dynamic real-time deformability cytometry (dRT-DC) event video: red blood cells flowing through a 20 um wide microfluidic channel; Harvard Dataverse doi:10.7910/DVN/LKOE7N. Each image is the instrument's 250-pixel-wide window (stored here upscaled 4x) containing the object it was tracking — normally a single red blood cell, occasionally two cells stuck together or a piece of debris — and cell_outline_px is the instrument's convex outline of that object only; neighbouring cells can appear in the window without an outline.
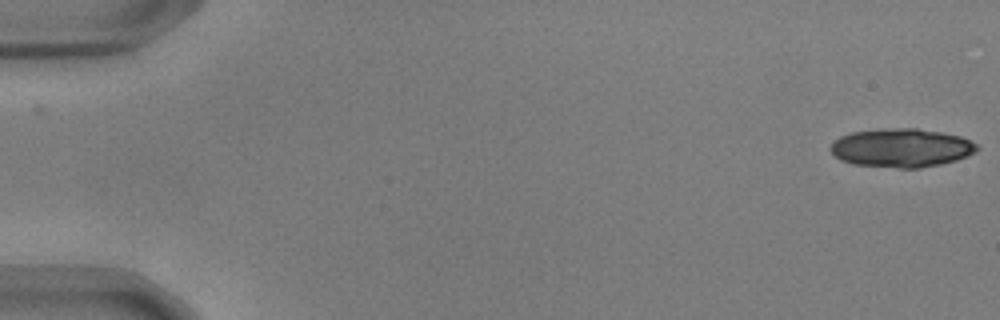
{"species": "common noctule bat (a hibernating species)", "species_latin": "Nyctalus noctula", "temperature_condition": "warm", "stored_images_in_passage": 46, "camera_frame_rate_fps": 3000, "um_per_image_px": 0.085, "animal": {"sex": "male", "body_mass_g": 17.9, "forearm_length_mm": 54.2}, "frame": {"image": 1, "passage_image": 1, "time_ms": 0.0, "image_size_px": [1000, 320], "cell_outline_px": [[980, 148], [976, 152], [968, 156], [956, 160], [940, 164], [920, 168], [900, 168], [852, 164], [840, 160], [828, 148], [840, 136], [852, 132], [880, 128], [916, 128], [940, 132], [960, 136], [976, 144]], "centroid_in_image_um": [76.61, 12.57], "position_along_channel_um": 8.4, "area_um2": 33.06}}
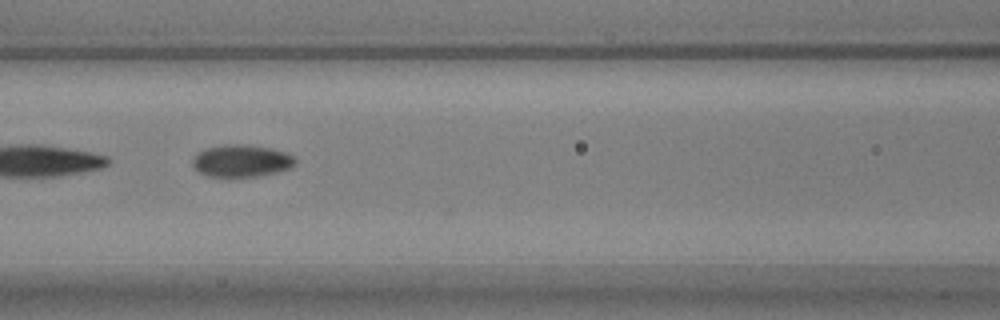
{"frame": {"image": 2, "passage_image": 25, "time_ms": 8.0, "image_size_px": [1000, 320], "cell_outline_px": [[296, 164], [288, 168], [276, 172], [256, 176], [208, 176], [200, 172], [192, 164], [192, 160], [200, 152], [208, 148], [224, 144], [244, 144], [272, 148], [288, 152], [296, 156]], "centroid_in_image_um": [20.59, 13.65], "position_along_channel_um": 146.0, "area_um2": 19.13}}
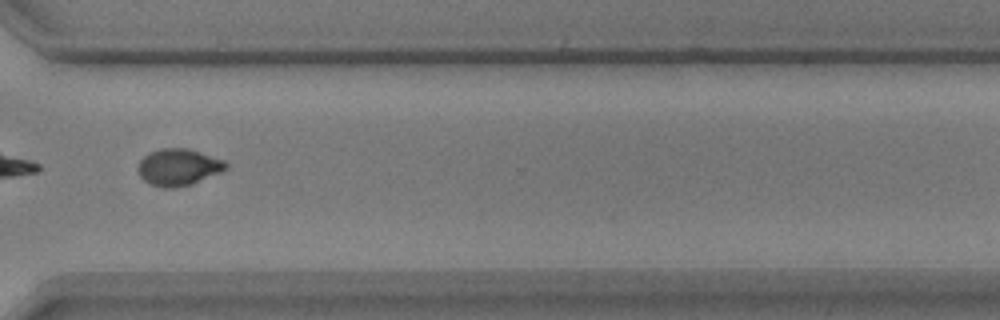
{"frame": {"image": 3, "passage_image": 42, "time_ms": 13.667, "image_size_px": [1000, 320], "cell_outline_px": [[228, 168], [220, 172], [192, 184], [172, 188], [164, 188], [152, 184], [144, 180], [140, 176], [136, 168], [140, 160], [148, 152], [160, 148], [188, 148], [224, 160], [228, 164]], "centroid_in_image_um": [15.15, 14.2], "position_along_channel_um": 355.5, "area_um2": 18.9}}